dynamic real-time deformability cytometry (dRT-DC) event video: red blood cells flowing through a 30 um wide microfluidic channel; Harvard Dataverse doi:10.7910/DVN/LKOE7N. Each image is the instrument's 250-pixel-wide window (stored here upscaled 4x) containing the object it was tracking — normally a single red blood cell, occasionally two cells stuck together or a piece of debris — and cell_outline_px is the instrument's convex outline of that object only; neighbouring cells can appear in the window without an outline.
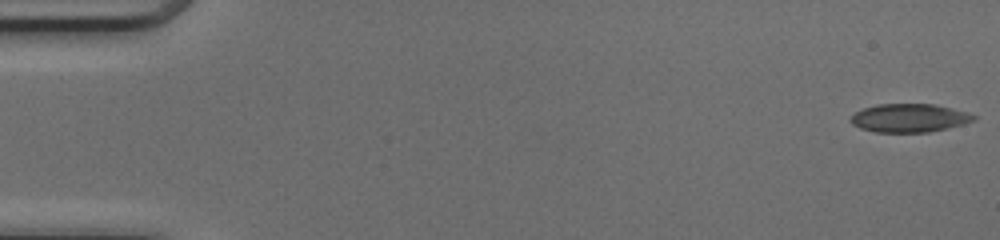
{"species": "common noctule bat (a hibernating species)", "species_latin": "Nyctalus noctula", "temperature_condition": "cold", "stored_images_in_passage": 49, "camera_frame_rate_fps": 3000, "um_per_image_px": 0.085, "animal": {"sex": "female", "body_mass_g": 17.0, "forearm_length_mm": 48.0}, "frame": {"image": 1, "passage_image": 1, "time_ms": 0.0, "image_size_px": [1000, 240], "cell_outline_px": [[976, 120], [964, 124], [928, 132], [876, 132], [860, 128], [852, 124], [848, 120], [856, 112], [864, 108], [876, 104], [932, 104], [952, 108], [968, 112], [976, 116]], "centroid_in_image_um": [77.29, 10.03], "position_along_channel_um": 7.7, "area_um2": 20.35}}
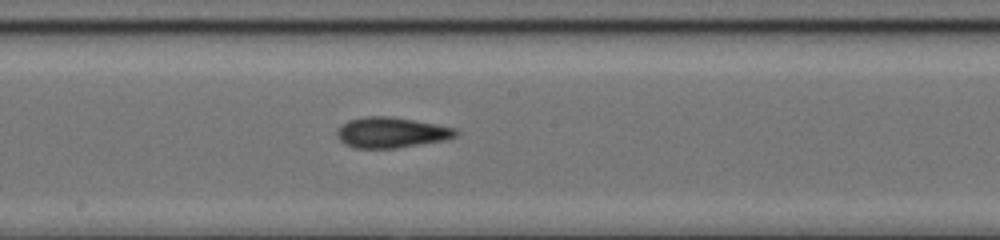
{"frame": {"image": 2, "passage_image": 27, "time_ms": 8.667, "image_size_px": [1000, 240], "cell_outline_px": [[460, 132], [456, 136], [444, 140], [396, 148], [356, 148], [344, 144], [336, 136], [336, 132], [348, 120], [364, 116], [392, 116], [436, 124], [456, 128]], "centroid_in_image_um": [33.27, 11.26], "position_along_channel_um": 214.9, "area_um2": 21.15}}
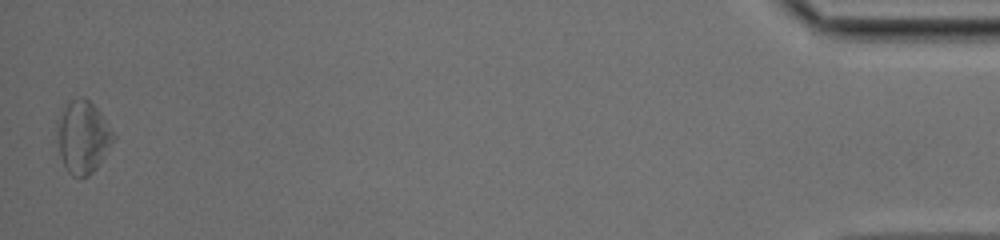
{"frame": {"image": 3, "passage_image": 49, "time_ms": 16.0, "image_size_px": [1000, 240], "cell_outline_px": [[116, 136], [96, 168], [88, 176], [80, 180], [72, 176], [68, 172], [60, 156], [56, 132], [56, 120], [64, 108], [72, 100], [80, 96], [84, 96], [100, 112]], "centroid_in_image_um": [7.01, 11.67], "position_along_channel_um": 428.2, "area_um2": 23.76}, "authors_computed_cell_mechanics": {"area_um2": 20.7502, "velocity_mm_per_s": 4.204, "shape_relaxation_time_tau1_ms": 2.8206, "shape_relaxation_time_tau2_ms": 2.9446, "deformation_change_tau1": 0.1119, "deformation_change_tau2": 0.1178}}